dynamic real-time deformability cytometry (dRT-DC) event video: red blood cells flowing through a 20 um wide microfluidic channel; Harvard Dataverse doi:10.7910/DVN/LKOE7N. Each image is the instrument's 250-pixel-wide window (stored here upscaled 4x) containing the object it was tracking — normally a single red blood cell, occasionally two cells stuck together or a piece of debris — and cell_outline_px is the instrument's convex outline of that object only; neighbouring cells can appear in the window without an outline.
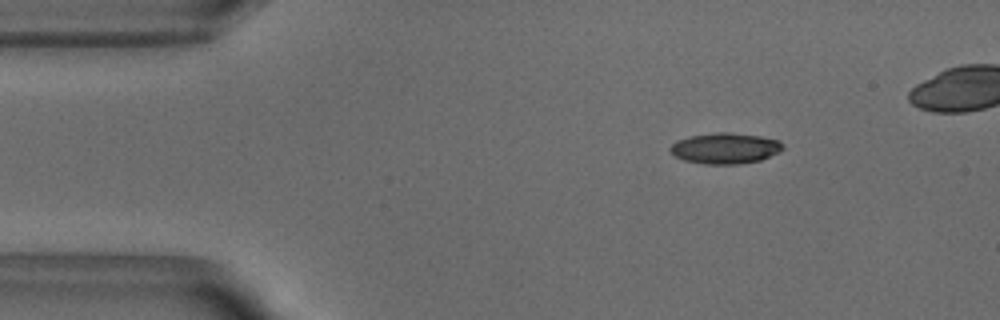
{"species": "common noctule bat (a hibernating species)", "species_latin": "Nyctalus noctula", "temperature_condition": "warm", "stored_images_in_passage": 40, "camera_frame_rate_fps": 3000, "um_per_image_px": 0.085, "animal": {"sex": "male", "body_mass_g": 18.8}, "frame": {"image": 1, "passage_image": 1, "time_ms": 0.0, "image_size_px": [1000, 320], "cell_outline_px": [[784, 148], [780, 152], [760, 160], [740, 164], [704, 164], [684, 160], [676, 156], [668, 148], [676, 140], [688, 136], [720, 132], [728, 132], [760, 136], [780, 140], [784, 144]], "centroid_in_image_um": [61.66, 12.6], "position_along_channel_um": 23.3, "area_um2": 20.35}}
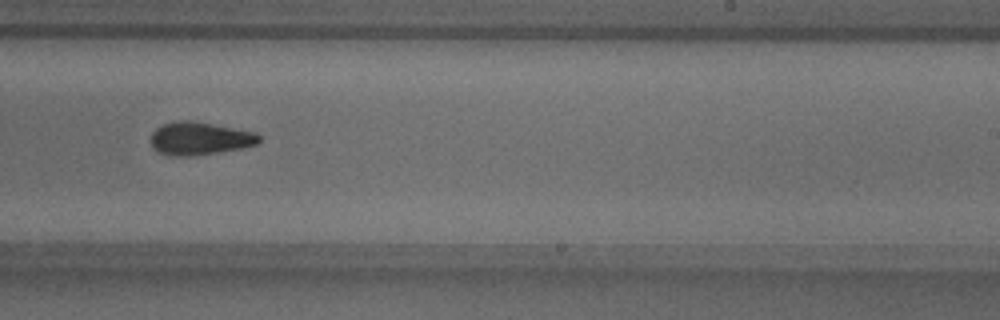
{"frame": {"image": 2, "passage_image": 25, "time_ms": 8.0, "image_size_px": [1000, 320], "cell_outline_px": [[260, 140], [256, 144], [240, 148], [216, 152], [188, 156], [172, 156], [156, 152], [152, 148], [152, 132], [156, 128], [164, 124], [180, 120], [192, 120], [256, 132], [260, 136]], "centroid_in_image_um": [16.95, 11.76], "position_along_channel_um": 272.1, "area_um2": 20.63}}
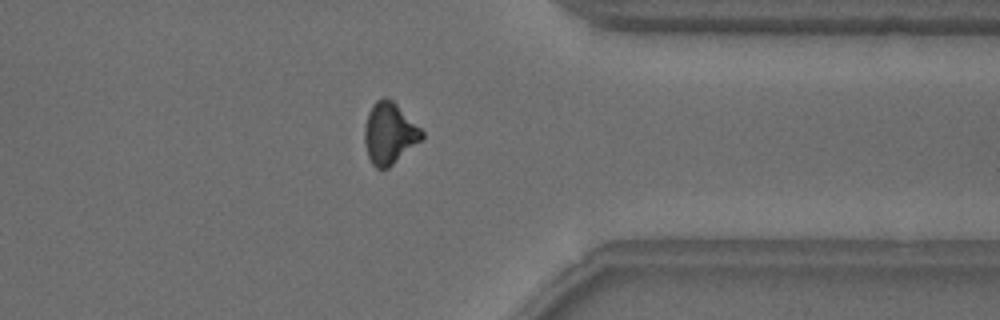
{"frame": {"image": 3, "passage_image": 34, "time_ms": 11.0, "image_size_px": [1000, 320], "cell_outline_px": [[424, 136], [420, 140], [388, 168], [376, 168], [372, 164], [368, 156], [364, 140], [364, 128], [368, 112], [372, 104], [376, 100], [384, 96], [388, 96], [424, 132]], "centroid_in_image_um": [33.06, 11.3], "position_along_channel_um": 378.3, "area_um2": 20.23}, "authors_computed_cell_mechanics": {"area_um2": 20.519, "velocity_mm_per_s": 3.8598, "shape_relaxation_time_tau1_ms": 7.1994, "shape_relaxation_time_tau2_ms": 5.7118, "deformation_change_tau1": 0.167, "deformation_change_tau2": 0.1321}}